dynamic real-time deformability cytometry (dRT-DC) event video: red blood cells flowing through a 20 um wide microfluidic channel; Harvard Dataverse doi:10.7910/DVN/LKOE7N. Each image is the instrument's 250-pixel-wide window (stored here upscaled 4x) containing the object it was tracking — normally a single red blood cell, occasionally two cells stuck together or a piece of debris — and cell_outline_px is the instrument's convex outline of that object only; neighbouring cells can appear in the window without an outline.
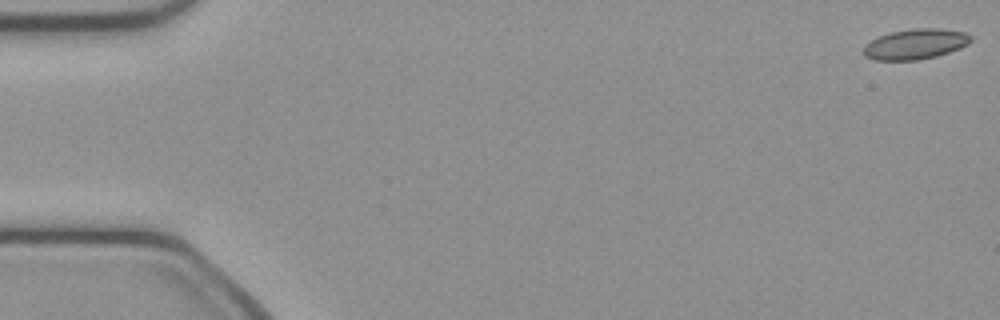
{"species": "common noctule bat (a hibernating species)", "species_latin": "Nyctalus noctula", "temperature_condition": "cold", "stored_images_in_passage": 10, "camera_frame_rate_fps": 3000, "um_per_image_px": 0.085, "animal": {"sex": "female", "body_mass_g": 21.9}, "frame": {"image": 1, "passage_image": 1, "time_ms": 0.0, "image_size_px": [1000, 320], "cell_outline_px": [[972, 40], [968, 44], [960, 48], [936, 56], [920, 60], [876, 60], [864, 56], [864, 44], [880, 36], [892, 32], [912, 28], [940, 28], [964, 32], [972, 36]], "centroid_in_image_um": [77.82, 3.74], "position_along_channel_um": 7.2, "area_um2": 18.96}}